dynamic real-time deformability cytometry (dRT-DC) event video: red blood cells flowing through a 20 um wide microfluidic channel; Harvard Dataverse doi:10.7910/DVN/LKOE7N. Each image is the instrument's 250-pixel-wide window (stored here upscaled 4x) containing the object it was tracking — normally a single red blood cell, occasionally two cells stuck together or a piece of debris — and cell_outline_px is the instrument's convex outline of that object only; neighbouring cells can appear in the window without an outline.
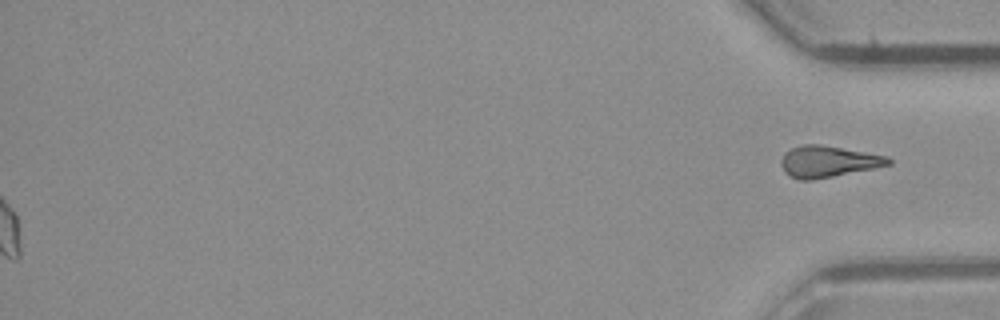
{"species": "common noctule bat (a hibernating species)", "species_latin": "Nyctalus noctula", "temperature_condition": "room temperature", "stored_images_in_passage": 49, "segment_of_instrument_passage": [2, 2], "camera_frame_rate_fps": 3000, "um_per_image_px": 0.085, "animal": {"sex": "male", "body_mass_g": 23.1, "forearm_length_mm": 52.7}, "frame": {"image": 1, "passage_image": 49, "time_ms": 16.0, "image_size_px": [1000, 320], "cell_outline_px": [[892, 164], [812, 180], [800, 180], [784, 172], [780, 164], [780, 160], [784, 152], [800, 144], [820, 144], [888, 156], [892, 160]], "centroid_in_image_um": [70.35, 13.71], "position_along_channel_um": 364.9, "area_um2": 19.54}}